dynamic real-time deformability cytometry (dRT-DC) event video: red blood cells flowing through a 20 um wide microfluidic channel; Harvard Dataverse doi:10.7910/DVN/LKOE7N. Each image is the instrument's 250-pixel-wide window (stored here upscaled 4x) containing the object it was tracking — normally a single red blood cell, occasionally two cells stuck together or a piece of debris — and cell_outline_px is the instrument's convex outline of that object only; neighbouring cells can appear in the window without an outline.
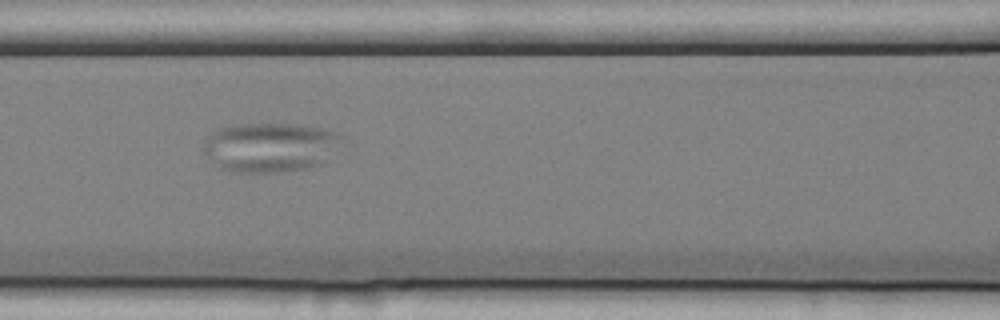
{"species": "common noctule bat (a hibernating species)", "species_latin": "Nyctalus noctula", "temperature_condition": "cold", "stored_images_in_passage": 40, "camera_frame_rate_fps": 3000, "um_per_image_px": 0.085, "animal": {"sex": "female", "body_mass_g": 25.1}, "frame": {"image": 1, "passage_image": 9, "time_ms": 2.667, "image_size_px": [1000, 320], "cell_outline_px": [[348, 144], [320, 164], [312, 168], [276, 172], [236, 172], [216, 168], [212, 164], [204, 152], [204, 144], [208, 136], [212, 132], [220, 128], [232, 124], [292, 124], [324, 128], [344, 136]], "centroid_in_image_um": [23.04, 12.52], "position_along_channel_um": 143.6, "area_um2": 40.81}}
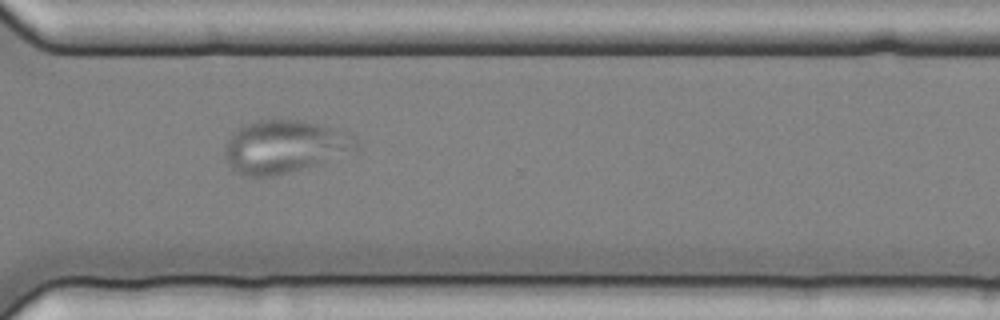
{"frame": {"image": 2, "passage_image": 26, "time_ms": 8.333, "image_size_px": [1000, 320], "cell_outline_px": [[360, 148], [356, 152], [324, 164], [272, 176], [248, 176], [236, 172], [228, 164], [224, 156], [224, 144], [232, 132], [240, 124], [272, 116], [280, 116], [304, 120], [324, 124], [352, 132], [356, 136]], "centroid_in_image_um": [24.26, 12.4], "position_along_channel_um": 346.3, "area_um2": 42.89}}
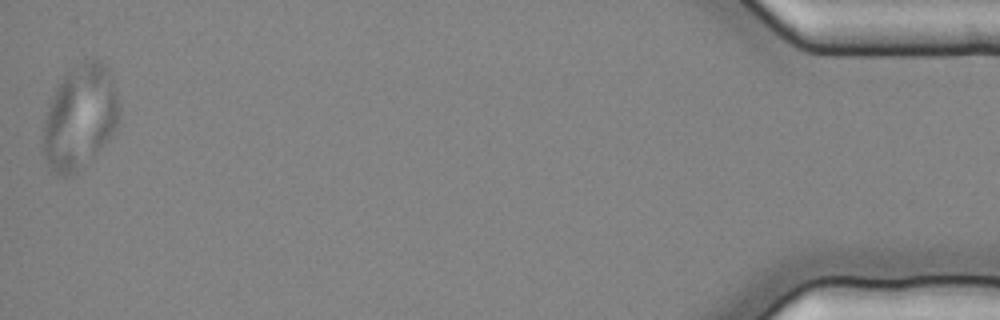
{"frame": {"image": 3, "passage_image": 40, "time_ms": 13.0, "image_size_px": [1000, 320], "cell_outline_px": [[120, 120], [116, 128], [104, 144], [72, 176], [56, 176], [52, 172], [44, 156], [44, 120], [48, 104], [56, 84], [76, 64], [84, 60], [96, 56], [108, 68], [112, 76], [120, 108]], "centroid_in_image_um": [6.8, 9.91], "position_along_channel_um": 428.4, "area_um2": 46.47}}